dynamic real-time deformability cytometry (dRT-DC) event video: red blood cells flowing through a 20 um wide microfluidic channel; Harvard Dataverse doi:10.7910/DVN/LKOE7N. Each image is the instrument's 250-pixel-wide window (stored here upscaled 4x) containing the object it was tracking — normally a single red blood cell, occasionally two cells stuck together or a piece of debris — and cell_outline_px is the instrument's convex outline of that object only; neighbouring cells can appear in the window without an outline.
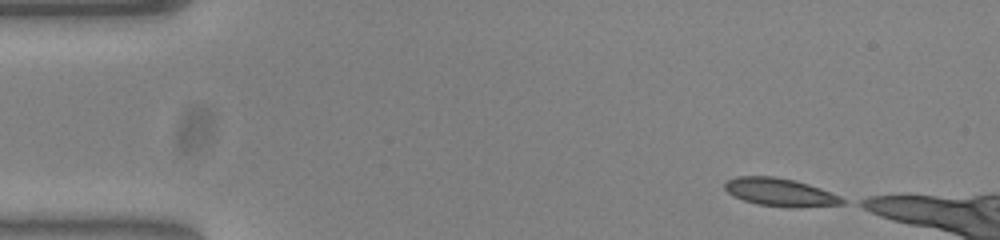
{"species": "common noctule bat (a hibernating species)", "species_latin": "Nyctalus noctula", "temperature_condition": "warm", "stored_images_in_passage": 42, "camera_frame_rate_fps": 3000, "um_per_image_px": 0.085, "animal": {"sex": "female", "body_mass_g": 23.0, "forearm_length_mm": 53.4}, "frame": {"image": 1, "passage_image": 1, "time_ms": 0.0, "image_size_px": [1000, 240], "cell_outline_px": [[848, 200], [844, 204], [796, 208], [756, 204], [744, 200], [728, 192], [724, 188], [724, 180], [736, 176], [772, 176], [796, 180], [820, 188], [840, 196]], "centroid_in_image_um": [66.32, 16.34], "position_along_channel_um": 18.7, "area_um2": 19.31}}
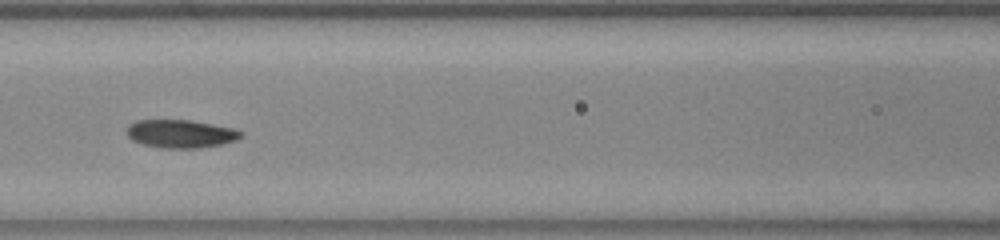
{"frame": {"image": 2, "passage_image": 19, "time_ms": 6.0, "image_size_px": [1000, 240], "cell_outline_px": [[244, 136], [236, 140], [220, 144], [200, 148], [160, 148], [144, 144], [132, 140], [128, 136], [128, 124], [136, 120], [192, 120], [232, 128], [244, 132]], "centroid_in_image_um": [15.38, 11.37], "position_along_channel_um": 151.2, "area_um2": 18.73}}
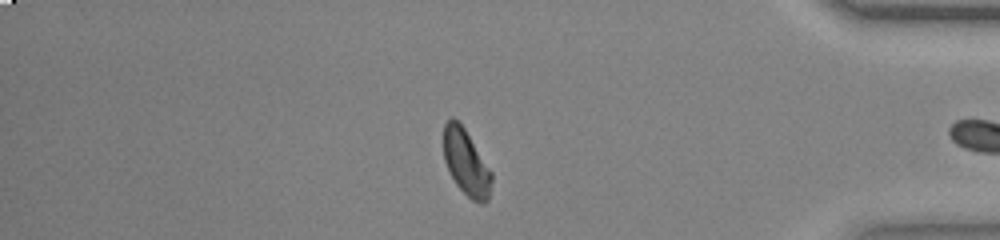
{"frame": {"image": 3, "passage_image": 41, "time_ms": 13.333, "image_size_px": [1000, 240], "cell_outline_px": [[492, 180], [488, 200], [484, 204], [480, 204], [472, 200], [456, 184], [444, 160], [444, 124], [452, 116], [464, 128], [492, 172]], "centroid_in_image_um": [39.63, 13.84], "position_along_channel_um": 395.6, "area_um2": 18.15}, "authors_computed_cell_mechanics": {"area_um2": 18.9006, "velocity_mm_per_s": 3.7839, "shape_relaxation_time_tau1_ms": 4.217, "shape_relaxation_time_tau2_ms": 3.1471, "deformation_change_tau1": 0.1367, "deformation_change_tau2": 0.0874}}